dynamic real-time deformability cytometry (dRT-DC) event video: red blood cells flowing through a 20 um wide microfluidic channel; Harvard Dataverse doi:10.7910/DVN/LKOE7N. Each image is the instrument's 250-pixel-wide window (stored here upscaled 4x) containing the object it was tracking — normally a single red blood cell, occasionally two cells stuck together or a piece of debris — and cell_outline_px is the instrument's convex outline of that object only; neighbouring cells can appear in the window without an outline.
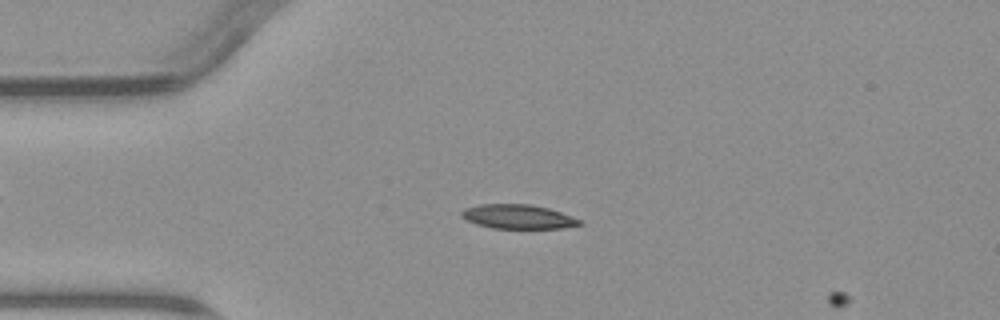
{"species": "common noctule bat (a hibernating species)", "species_latin": "Nyctalus noctula", "temperature_condition": "warm", "stored_images_in_passage": 4, "camera_frame_rate_fps": 3000, "um_per_image_px": 0.085, "animal": {"sex": "male", "body_mass_g": 23.1, "forearm_length_mm": 52.7}, "frame": {"image": 1, "passage_image": 3, "time_ms": 2.333, "image_size_px": [1000, 320], "cell_outline_px": [[584, 224], [560, 228], [492, 228], [476, 224], [460, 216], [460, 212], [464, 208], [480, 204], [528, 204], [548, 208], [560, 212], [580, 220]], "centroid_in_image_um": [43.99, 18.41], "position_along_channel_um": 41.0, "area_um2": 16.53}}